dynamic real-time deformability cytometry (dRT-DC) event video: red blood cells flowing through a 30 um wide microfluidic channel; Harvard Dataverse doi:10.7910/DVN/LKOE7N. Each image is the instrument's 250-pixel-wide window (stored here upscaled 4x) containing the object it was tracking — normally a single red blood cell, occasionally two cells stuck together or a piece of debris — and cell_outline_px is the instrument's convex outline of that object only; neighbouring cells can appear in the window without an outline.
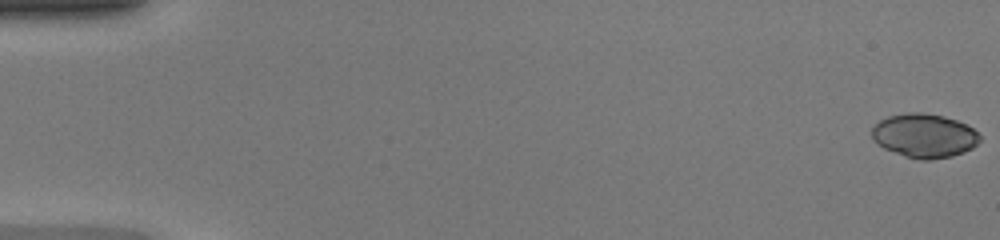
{"species": "common noctule bat (a hibernating species)", "species_latin": "Nyctalus noctula", "temperature_condition": "warm", "stored_images_in_passage": 36, "camera_frame_rate_fps": 3000, "um_per_image_px": 0.085, "animal": {"sex": "female", "body_mass_g": 20.0, "forearm_length_mm": 54.0}, "frame": {"image": 1, "passage_image": 1, "time_ms": 0.0, "image_size_px": [1000, 240], "cell_outline_px": [[980, 140], [972, 148], [964, 152], [952, 156], [928, 160], [920, 160], [904, 156], [884, 148], [876, 144], [872, 140], [872, 128], [880, 120], [888, 116], [908, 112], [920, 112], [944, 116], [956, 120], [972, 128], [980, 136]], "centroid_in_image_um": [78.54, 11.53], "position_along_channel_um": 6.5, "area_um2": 27.63}}